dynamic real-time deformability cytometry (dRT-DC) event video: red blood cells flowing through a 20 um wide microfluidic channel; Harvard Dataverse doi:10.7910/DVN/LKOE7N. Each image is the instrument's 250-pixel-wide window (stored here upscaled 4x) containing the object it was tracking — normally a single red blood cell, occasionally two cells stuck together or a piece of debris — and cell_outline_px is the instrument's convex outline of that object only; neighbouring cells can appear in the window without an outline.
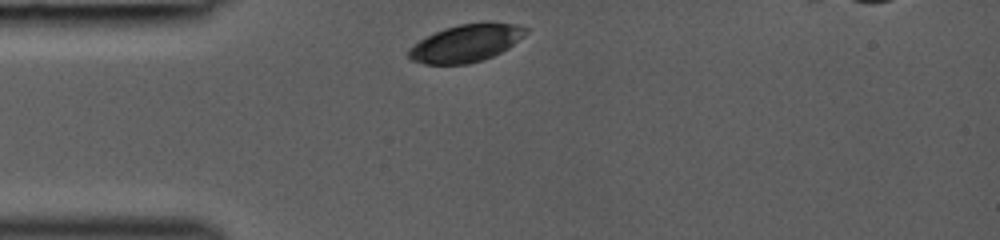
{"species": "common noctule bat (a hibernating species)", "species_latin": "Nyctalus noctula", "temperature_condition": "room temperature", "stored_images_in_passage": 28, "camera_frame_rate_fps": 3000, "um_per_image_px": 0.085, "animal": {"sex": "female", "body_mass_g": 19.0, "forearm_length_mm": 53.3}, "frame": {"image": 1, "passage_image": 1, "time_ms": 0.0, "image_size_px": [1000, 240], "cell_outline_px": [[528, 32], [524, 36], [508, 48], [484, 60], [468, 64], [424, 64], [412, 60], [408, 56], [408, 48], [412, 44], [444, 28], [460, 24], [484, 20], [488, 20], [516, 24], [528, 28]], "centroid_in_image_um": [39.65, 3.64], "position_along_channel_um": 45.4, "area_um2": 26.01}}
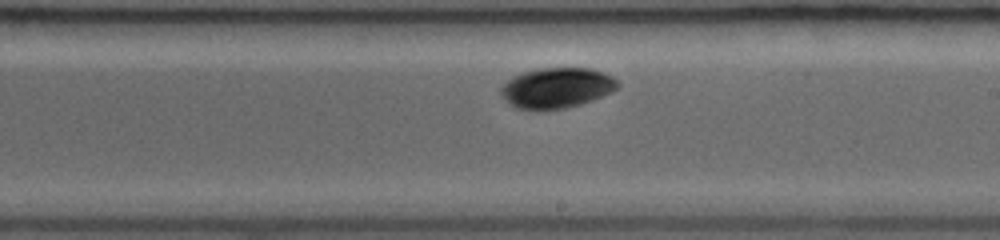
{"frame": {"image": 2, "passage_image": 16, "time_ms": 5.0, "image_size_px": [1000, 240], "cell_outline_px": [[620, 84], [612, 92], [592, 100], [580, 104], [564, 108], [544, 112], [516, 108], [508, 104], [500, 96], [500, 88], [512, 76], [524, 72], [540, 68], [588, 68], [612, 76]], "centroid_in_image_um": [47.26, 7.5], "position_along_channel_um": 241.7, "area_um2": 27.8}}
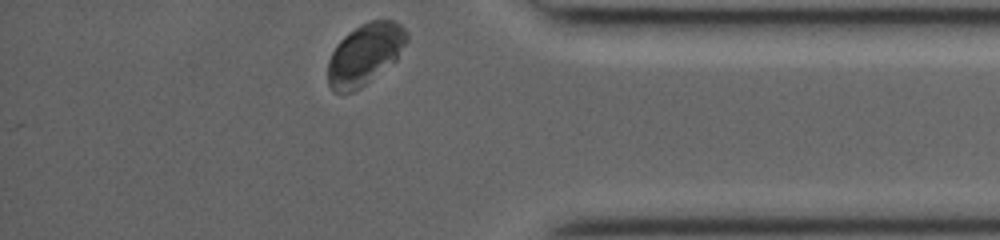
{"frame": {"image": 3, "passage_image": 28, "time_ms": 9.0, "image_size_px": [1000, 240], "cell_outline_px": [[408, 40], [396, 60], [360, 88], [344, 96], [332, 92], [328, 84], [328, 60], [336, 44], [348, 32], [372, 20], [396, 20], [408, 32]], "centroid_in_image_um": [31.0, 4.64], "position_along_channel_um": 404.2, "area_um2": 28.38}}